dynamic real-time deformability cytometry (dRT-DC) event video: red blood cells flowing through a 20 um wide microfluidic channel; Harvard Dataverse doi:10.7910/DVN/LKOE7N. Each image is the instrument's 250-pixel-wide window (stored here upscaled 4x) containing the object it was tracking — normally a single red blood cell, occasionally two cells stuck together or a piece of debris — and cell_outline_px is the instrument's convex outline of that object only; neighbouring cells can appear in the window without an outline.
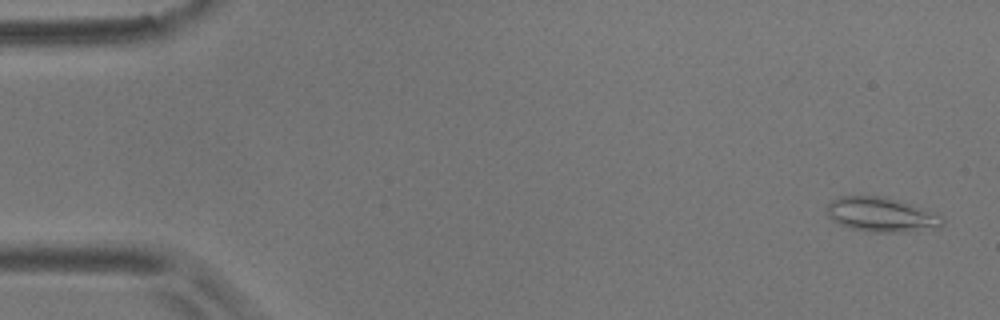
{"species": "common noctule bat (a hibernating species)", "species_latin": "Nyctalus noctula", "temperature_condition": "room temperature", "stored_images_in_passage": 10, "camera_frame_rate_fps": 3000, "um_per_image_px": 0.085, "animal": {"sex": "male", "body_mass_g": 17.9}, "frame": {"image": 1, "passage_image": 2, "time_ms": 0.333, "image_size_px": [1000, 320], "cell_outline_px": [[944, 224], [940, 228], [908, 232], [868, 232], [852, 228], [840, 224], [832, 220], [828, 216], [824, 208], [836, 196], [884, 196], [912, 204], [924, 208], [944, 216]], "centroid_in_image_um": [74.94, 18.24], "position_along_channel_um": 10.1, "area_um2": 23.76}}